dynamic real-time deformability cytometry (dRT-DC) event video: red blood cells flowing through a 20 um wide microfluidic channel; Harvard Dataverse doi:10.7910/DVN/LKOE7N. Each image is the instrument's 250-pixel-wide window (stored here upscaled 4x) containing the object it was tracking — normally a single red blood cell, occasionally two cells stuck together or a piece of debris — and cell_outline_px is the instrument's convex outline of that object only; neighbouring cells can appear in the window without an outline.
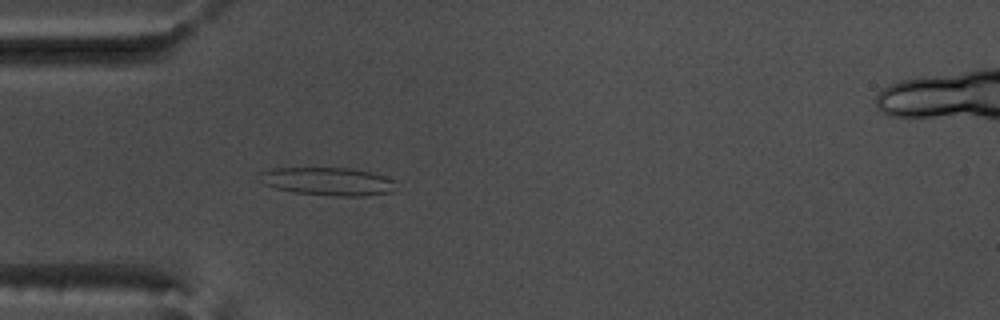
{"species": "common noctule bat (a hibernating species)", "species_latin": "Nyctalus noctula", "temperature_condition": "warm", "stored_images_in_passage": 54, "camera_frame_rate_fps": 3000, "um_per_image_px": 0.085, "animal": {"sex": "male", "body_mass_g": 17.5, "forearm_length_mm": 52.3}, "frame": {"image": 1, "passage_image": 16, "time_ms": 5.0, "image_size_px": [1000, 320], "cell_outline_px": [[396, 180], [392, 192], [364, 196], [332, 196], [296, 192], [276, 188], [264, 184], [260, 172], [272, 168], [352, 168], [372, 172]], "centroid_in_image_um": [27.92, 15.41], "position_along_channel_um": 57.1, "area_um2": 22.2}}
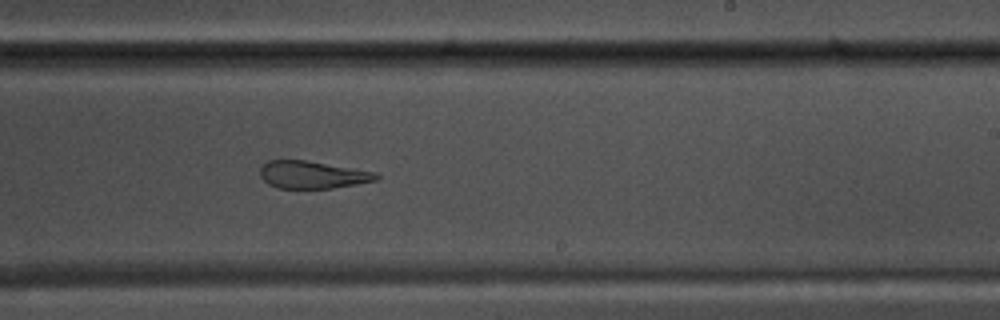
{"frame": {"image": 2, "passage_image": 33, "time_ms": 10.667, "image_size_px": [1000, 320], "cell_outline_px": [[380, 176], [376, 180], [356, 184], [332, 188], [280, 188], [268, 184], [260, 176], [260, 168], [268, 160], [304, 160], [376, 172]], "centroid_in_image_um": [26.54, 14.85], "position_along_channel_um": 262.5, "area_um2": 18.38}}
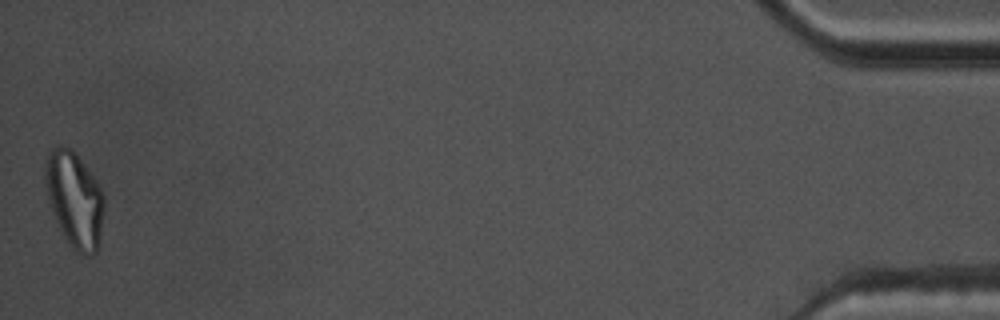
{"frame": {"image": 3, "passage_image": 54, "time_ms": 17.667, "image_size_px": [1000, 320], "cell_outline_px": [[104, 212], [100, 240], [96, 252], [92, 256], [84, 256], [76, 252], [72, 248], [64, 236], [56, 220], [48, 200], [44, 176], [44, 168], [48, 152], [52, 148], [60, 144], [64, 144], [72, 148], [96, 180], [104, 196]], "centroid_in_image_um": [6.33, 16.94], "position_along_channel_um": 428.9, "area_um2": 33.12}, "authors_computed_cell_mechanics": {"area_um2": 23.987, "velocity_mm_per_s": 3.7156, "shape_relaxation_time_tau1_ms": null, "shape_relaxation_time_tau2_ms": 2.3449, "deformation_change_tau1": null, "deformation_change_tau2": 0.117}}